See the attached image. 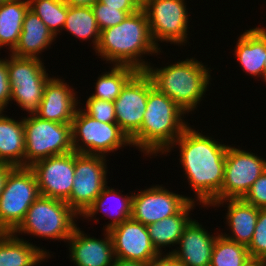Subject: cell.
<instances>
[{
	"label": "cell",
	"mask_w": 266,
	"mask_h": 266,
	"mask_svg": "<svg viewBox=\"0 0 266 266\" xmlns=\"http://www.w3.org/2000/svg\"><path fill=\"white\" fill-rule=\"evenodd\" d=\"M189 125L164 153L179 149V164L185 179L194 191L193 201L206 206L218 195L224 180V166L228 144L225 145ZM177 146V147H176Z\"/></svg>",
	"instance_id": "obj_1"
},
{
	"label": "cell",
	"mask_w": 266,
	"mask_h": 266,
	"mask_svg": "<svg viewBox=\"0 0 266 266\" xmlns=\"http://www.w3.org/2000/svg\"><path fill=\"white\" fill-rule=\"evenodd\" d=\"M163 50L154 43L147 15L141 8L128 15L120 24L100 32L96 55L110 65H127L145 71L150 62L145 55H160Z\"/></svg>",
	"instance_id": "obj_2"
},
{
	"label": "cell",
	"mask_w": 266,
	"mask_h": 266,
	"mask_svg": "<svg viewBox=\"0 0 266 266\" xmlns=\"http://www.w3.org/2000/svg\"><path fill=\"white\" fill-rule=\"evenodd\" d=\"M184 117L186 113L172 99L154 87L149 76L146 110L140 129L130 138L132 147L146 157L156 158L164 155L189 125Z\"/></svg>",
	"instance_id": "obj_3"
},
{
	"label": "cell",
	"mask_w": 266,
	"mask_h": 266,
	"mask_svg": "<svg viewBox=\"0 0 266 266\" xmlns=\"http://www.w3.org/2000/svg\"><path fill=\"white\" fill-rule=\"evenodd\" d=\"M186 58L159 68L150 63L145 72L150 76L154 87L172 99L189 116L205 98L209 84L211 86L212 70L194 57Z\"/></svg>",
	"instance_id": "obj_4"
},
{
	"label": "cell",
	"mask_w": 266,
	"mask_h": 266,
	"mask_svg": "<svg viewBox=\"0 0 266 266\" xmlns=\"http://www.w3.org/2000/svg\"><path fill=\"white\" fill-rule=\"evenodd\" d=\"M78 216L65 201L40 195L12 233L19 238L24 233L67 242L77 226Z\"/></svg>",
	"instance_id": "obj_5"
},
{
	"label": "cell",
	"mask_w": 266,
	"mask_h": 266,
	"mask_svg": "<svg viewBox=\"0 0 266 266\" xmlns=\"http://www.w3.org/2000/svg\"><path fill=\"white\" fill-rule=\"evenodd\" d=\"M29 115L24 116V167H30L41 159L74 151L71 123L43 120L34 113Z\"/></svg>",
	"instance_id": "obj_6"
},
{
	"label": "cell",
	"mask_w": 266,
	"mask_h": 266,
	"mask_svg": "<svg viewBox=\"0 0 266 266\" xmlns=\"http://www.w3.org/2000/svg\"><path fill=\"white\" fill-rule=\"evenodd\" d=\"M71 134L73 150L77 153L107 157V154L124 146H132L117 123L97 121L85 114L80 107L71 122Z\"/></svg>",
	"instance_id": "obj_7"
},
{
	"label": "cell",
	"mask_w": 266,
	"mask_h": 266,
	"mask_svg": "<svg viewBox=\"0 0 266 266\" xmlns=\"http://www.w3.org/2000/svg\"><path fill=\"white\" fill-rule=\"evenodd\" d=\"M40 196L38 184L29 167H14L0 195V230L13 232Z\"/></svg>",
	"instance_id": "obj_8"
},
{
	"label": "cell",
	"mask_w": 266,
	"mask_h": 266,
	"mask_svg": "<svg viewBox=\"0 0 266 266\" xmlns=\"http://www.w3.org/2000/svg\"><path fill=\"white\" fill-rule=\"evenodd\" d=\"M186 0H146L141 8L145 11L152 39L185 47L189 35V15Z\"/></svg>",
	"instance_id": "obj_9"
},
{
	"label": "cell",
	"mask_w": 266,
	"mask_h": 266,
	"mask_svg": "<svg viewBox=\"0 0 266 266\" xmlns=\"http://www.w3.org/2000/svg\"><path fill=\"white\" fill-rule=\"evenodd\" d=\"M242 148L229 145L227 148L224 180L218 195L206 206L225 199H241L252 184L266 170V159Z\"/></svg>",
	"instance_id": "obj_10"
},
{
	"label": "cell",
	"mask_w": 266,
	"mask_h": 266,
	"mask_svg": "<svg viewBox=\"0 0 266 266\" xmlns=\"http://www.w3.org/2000/svg\"><path fill=\"white\" fill-rule=\"evenodd\" d=\"M107 157L75 152L70 197L65 201L81 217L108 184Z\"/></svg>",
	"instance_id": "obj_11"
},
{
	"label": "cell",
	"mask_w": 266,
	"mask_h": 266,
	"mask_svg": "<svg viewBox=\"0 0 266 266\" xmlns=\"http://www.w3.org/2000/svg\"><path fill=\"white\" fill-rule=\"evenodd\" d=\"M133 193L131 218L144 225L177 214L192 197L174 193L162 185H152Z\"/></svg>",
	"instance_id": "obj_12"
},
{
	"label": "cell",
	"mask_w": 266,
	"mask_h": 266,
	"mask_svg": "<svg viewBox=\"0 0 266 266\" xmlns=\"http://www.w3.org/2000/svg\"><path fill=\"white\" fill-rule=\"evenodd\" d=\"M37 180L40 195L66 201L71 194L75 151L41 159L29 167Z\"/></svg>",
	"instance_id": "obj_13"
},
{
	"label": "cell",
	"mask_w": 266,
	"mask_h": 266,
	"mask_svg": "<svg viewBox=\"0 0 266 266\" xmlns=\"http://www.w3.org/2000/svg\"><path fill=\"white\" fill-rule=\"evenodd\" d=\"M149 93V75L138 71L114 100L116 123L130 139L141 127Z\"/></svg>",
	"instance_id": "obj_14"
},
{
	"label": "cell",
	"mask_w": 266,
	"mask_h": 266,
	"mask_svg": "<svg viewBox=\"0 0 266 266\" xmlns=\"http://www.w3.org/2000/svg\"><path fill=\"white\" fill-rule=\"evenodd\" d=\"M116 258L148 262L160 253L153 246L147 226L128 218L108 230Z\"/></svg>",
	"instance_id": "obj_15"
},
{
	"label": "cell",
	"mask_w": 266,
	"mask_h": 266,
	"mask_svg": "<svg viewBox=\"0 0 266 266\" xmlns=\"http://www.w3.org/2000/svg\"><path fill=\"white\" fill-rule=\"evenodd\" d=\"M220 233L208 232L196 219L184 228L179 243L171 253L180 266H210L212 250Z\"/></svg>",
	"instance_id": "obj_16"
},
{
	"label": "cell",
	"mask_w": 266,
	"mask_h": 266,
	"mask_svg": "<svg viewBox=\"0 0 266 266\" xmlns=\"http://www.w3.org/2000/svg\"><path fill=\"white\" fill-rule=\"evenodd\" d=\"M77 96L69 83L61 77L53 76L47 82L41 103L34 114L43 120L71 123L82 104Z\"/></svg>",
	"instance_id": "obj_17"
},
{
	"label": "cell",
	"mask_w": 266,
	"mask_h": 266,
	"mask_svg": "<svg viewBox=\"0 0 266 266\" xmlns=\"http://www.w3.org/2000/svg\"><path fill=\"white\" fill-rule=\"evenodd\" d=\"M78 225L67 240L69 258L75 266H111L115 256L111 236L104 230V239L90 237Z\"/></svg>",
	"instance_id": "obj_18"
},
{
	"label": "cell",
	"mask_w": 266,
	"mask_h": 266,
	"mask_svg": "<svg viewBox=\"0 0 266 266\" xmlns=\"http://www.w3.org/2000/svg\"><path fill=\"white\" fill-rule=\"evenodd\" d=\"M227 207L226 220L230 229L229 233L220 234L226 239L248 246L253 238L255 226L258 220L259 209L241 199H225L215 201L211 206ZM231 232V234H230Z\"/></svg>",
	"instance_id": "obj_19"
},
{
	"label": "cell",
	"mask_w": 266,
	"mask_h": 266,
	"mask_svg": "<svg viewBox=\"0 0 266 266\" xmlns=\"http://www.w3.org/2000/svg\"><path fill=\"white\" fill-rule=\"evenodd\" d=\"M234 58L242 70L253 77L264 81L266 56V26H257L244 31L237 38Z\"/></svg>",
	"instance_id": "obj_20"
},
{
	"label": "cell",
	"mask_w": 266,
	"mask_h": 266,
	"mask_svg": "<svg viewBox=\"0 0 266 266\" xmlns=\"http://www.w3.org/2000/svg\"><path fill=\"white\" fill-rule=\"evenodd\" d=\"M55 40L56 37L45 23L29 8L24 17L18 43L10 54L16 57L41 59L40 54L50 49Z\"/></svg>",
	"instance_id": "obj_21"
},
{
	"label": "cell",
	"mask_w": 266,
	"mask_h": 266,
	"mask_svg": "<svg viewBox=\"0 0 266 266\" xmlns=\"http://www.w3.org/2000/svg\"><path fill=\"white\" fill-rule=\"evenodd\" d=\"M15 236L12 232L0 235V266H40L51 255L45 247Z\"/></svg>",
	"instance_id": "obj_22"
},
{
	"label": "cell",
	"mask_w": 266,
	"mask_h": 266,
	"mask_svg": "<svg viewBox=\"0 0 266 266\" xmlns=\"http://www.w3.org/2000/svg\"><path fill=\"white\" fill-rule=\"evenodd\" d=\"M131 193L132 194H130L129 192V195L128 193L122 194L121 191H119L118 189L115 190L114 187L110 188V186L106 185L102 192L99 194V196L95 199L93 204L81 216V218L83 217V219L85 218L87 221H91L92 219H94V222L98 223L99 218H96V216L99 212L103 213L104 216H107V218L111 219V221L109 220L108 223L102 229L109 230L110 228L121 224L128 218H131L133 192ZM110 202L116 205V207L113 205V210V206L109 207L107 205ZM107 207H109V211L107 210Z\"/></svg>",
	"instance_id": "obj_23"
},
{
	"label": "cell",
	"mask_w": 266,
	"mask_h": 266,
	"mask_svg": "<svg viewBox=\"0 0 266 266\" xmlns=\"http://www.w3.org/2000/svg\"><path fill=\"white\" fill-rule=\"evenodd\" d=\"M0 111V163L24 167V117L16 120Z\"/></svg>",
	"instance_id": "obj_24"
},
{
	"label": "cell",
	"mask_w": 266,
	"mask_h": 266,
	"mask_svg": "<svg viewBox=\"0 0 266 266\" xmlns=\"http://www.w3.org/2000/svg\"><path fill=\"white\" fill-rule=\"evenodd\" d=\"M196 203L190 200L177 214L147 225L151 242L160 254L166 252L163 248L170 249L178 245L184 228L192 220L189 214L193 212Z\"/></svg>",
	"instance_id": "obj_25"
},
{
	"label": "cell",
	"mask_w": 266,
	"mask_h": 266,
	"mask_svg": "<svg viewBox=\"0 0 266 266\" xmlns=\"http://www.w3.org/2000/svg\"><path fill=\"white\" fill-rule=\"evenodd\" d=\"M29 8V0H8L0 5V50L6 47L11 52L15 48Z\"/></svg>",
	"instance_id": "obj_26"
},
{
	"label": "cell",
	"mask_w": 266,
	"mask_h": 266,
	"mask_svg": "<svg viewBox=\"0 0 266 266\" xmlns=\"http://www.w3.org/2000/svg\"><path fill=\"white\" fill-rule=\"evenodd\" d=\"M69 32L74 38L82 41L91 40L92 50L95 51L100 40L98 27L92 7L69 6L67 4V17L62 31Z\"/></svg>",
	"instance_id": "obj_27"
},
{
	"label": "cell",
	"mask_w": 266,
	"mask_h": 266,
	"mask_svg": "<svg viewBox=\"0 0 266 266\" xmlns=\"http://www.w3.org/2000/svg\"><path fill=\"white\" fill-rule=\"evenodd\" d=\"M39 58L16 57L9 53L7 58L10 84L47 83L51 78Z\"/></svg>",
	"instance_id": "obj_28"
},
{
	"label": "cell",
	"mask_w": 266,
	"mask_h": 266,
	"mask_svg": "<svg viewBox=\"0 0 266 266\" xmlns=\"http://www.w3.org/2000/svg\"><path fill=\"white\" fill-rule=\"evenodd\" d=\"M110 71L102 72L95 82V91L87 98L113 102L120 95L125 84L138 72L127 65H111Z\"/></svg>",
	"instance_id": "obj_29"
},
{
	"label": "cell",
	"mask_w": 266,
	"mask_h": 266,
	"mask_svg": "<svg viewBox=\"0 0 266 266\" xmlns=\"http://www.w3.org/2000/svg\"><path fill=\"white\" fill-rule=\"evenodd\" d=\"M30 9L45 23L56 37L61 35L67 17L66 0H29Z\"/></svg>",
	"instance_id": "obj_30"
},
{
	"label": "cell",
	"mask_w": 266,
	"mask_h": 266,
	"mask_svg": "<svg viewBox=\"0 0 266 266\" xmlns=\"http://www.w3.org/2000/svg\"><path fill=\"white\" fill-rule=\"evenodd\" d=\"M250 258L247 246L219 234L213 246L210 266H242Z\"/></svg>",
	"instance_id": "obj_31"
},
{
	"label": "cell",
	"mask_w": 266,
	"mask_h": 266,
	"mask_svg": "<svg viewBox=\"0 0 266 266\" xmlns=\"http://www.w3.org/2000/svg\"><path fill=\"white\" fill-rule=\"evenodd\" d=\"M46 84H10V103L15 101L21 110L26 111L28 114L34 113L41 103Z\"/></svg>",
	"instance_id": "obj_32"
},
{
	"label": "cell",
	"mask_w": 266,
	"mask_h": 266,
	"mask_svg": "<svg viewBox=\"0 0 266 266\" xmlns=\"http://www.w3.org/2000/svg\"><path fill=\"white\" fill-rule=\"evenodd\" d=\"M100 31L120 24L128 15L137 11H121L96 1L92 6Z\"/></svg>",
	"instance_id": "obj_33"
},
{
	"label": "cell",
	"mask_w": 266,
	"mask_h": 266,
	"mask_svg": "<svg viewBox=\"0 0 266 266\" xmlns=\"http://www.w3.org/2000/svg\"><path fill=\"white\" fill-rule=\"evenodd\" d=\"M83 107L81 106L80 109L97 121L116 123L114 102L96 98H87L85 106Z\"/></svg>",
	"instance_id": "obj_34"
},
{
	"label": "cell",
	"mask_w": 266,
	"mask_h": 266,
	"mask_svg": "<svg viewBox=\"0 0 266 266\" xmlns=\"http://www.w3.org/2000/svg\"><path fill=\"white\" fill-rule=\"evenodd\" d=\"M247 248L251 258L266 262V208L259 209L253 238Z\"/></svg>",
	"instance_id": "obj_35"
},
{
	"label": "cell",
	"mask_w": 266,
	"mask_h": 266,
	"mask_svg": "<svg viewBox=\"0 0 266 266\" xmlns=\"http://www.w3.org/2000/svg\"><path fill=\"white\" fill-rule=\"evenodd\" d=\"M242 199L257 208H266V170L254 181Z\"/></svg>",
	"instance_id": "obj_36"
},
{
	"label": "cell",
	"mask_w": 266,
	"mask_h": 266,
	"mask_svg": "<svg viewBox=\"0 0 266 266\" xmlns=\"http://www.w3.org/2000/svg\"><path fill=\"white\" fill-rule=\"evenodd\" d=\"M11 96L10 83L8 78L7 57L0 58V111L9 106Z\"/></svg>",
	"instance_id": "obj_37"
},
{
	"label": "cell",
	"mask_w": 266,
	"mask_h": 266,
	"mask_svg": "<svg viewBox=\"0 0 266 266\" xmlns=\"http://www.w3.org/2000/svg\"><path fill=\"white\" fill-rule=\"evenodd\" d=\"M108 7L118 8L121 11H138L141 3L138 0H98Z\"/></svg>",
	"instance_id": "obj_38"
},
{
	"label": "cell",
	"mask_w": 266,
	"mask_h": 266,
	"mask_svg": "<svg viewBox=\"0 0 266 266\" xmlns=\"http://www.w3.org/2000/svg\"><path fill=\"white\" fill-rule=\"evenodd\" d=\"M145 266H180L171 253H161L145 263Z\"/></svg>",
	"instance_id": "obj_39"
},
{
	"label": "cell",
	"mask_w": 266,
	"mask_h": 266,
	"mask_svg": "<svg viewBox=\"0 0 266 266\" xmlns=\"http://www.w3.org/2000/svg\"><path fill=\"white\" fill-rule=\"evenodd\" d=\"M14 168L13 165L7 163H0V195L4 189L7 175Z\"/></svg>",
	"instance_id": "obj_40"
},
{
	"label": "cell",
	"mask_w": 266,
	"mask_h": 266,
	"mask_svg": "<svg viewBox=\"0 0 266 266\" xmlns=\"http://www.w3.org/2000/svg\"><path fill=\"white\" fill-rule=\"evenodd\" d=\"M111 266H145L144 262L116 258Z\"/></svg>",
	"instance_id": "obj_41"
},
{
	"label": "cell",
	"mask_w": 266,
	"mask_h": 266,
	"mask_svg": "<svg viewBox=\"0 0 266 266\" xmlns=\"http://www.w3.org/2000/svg\"><path fill=\"white\" fill-rule=\"evenodd\" d=\"M98 0H66L69 6H86L91 7Z\"/></svg>",
	"instance_id": "obj_42"
},
{
	"label": "cell",
	"mask_w": 266,
	"mask_h": 266,
	"mask_svg": "<svg viewBox=\"0 0 266 266\" xmlns=\"http://www.w3.org/2000/svg\"><path fill=\"white\" fill-rule=\"evenodd\" d=\"M242 266H266V262L257 258H250Z\"/></svg>",
	"instance_id": "obj_43"
},
{
	"label": "cell",
	"mask_w": 266,
	"mask_h": 266,
	"mask_svg": "<svg viewBox=\"0 0 266 266\" xmlns=\"http://www.w3.org/2000/svg\"><path fill=\"white\" fill-rule=\"evenodd\" d=\"M264 82H265V84H266V56H265Z\"/></svg>",
	"instance_id": "obj_44"
},
{
	"label": "cell",
	"mask_w": 266,
	"mask_h": 266,
	"mask_svg": "<svg viewBox=\"0 0 266 266\" xmlns=\"http://www.w3.org/2000/svg\"><path fill=\"white\" fill-rule=\"evenodd\" d=\"M6 1H8V0H0V5L3 4Z\"/></svg>",
	"instance_id": "obj_45"
},
{
	"label": "cell",
	"mask_w": 266,
	"mask_h": 266,
	"mask_svg": "<svg viewBox=\"0 0 266 266\" xmlns=\"http://www.w3.org/2000/svg\"><path fill=\"white\" fill-rule=\"evenodd\" d=\"M141 4H143L146 0H138Z\"/></svg>",
	"instance_id": "obj_46"
}]
</instances>
